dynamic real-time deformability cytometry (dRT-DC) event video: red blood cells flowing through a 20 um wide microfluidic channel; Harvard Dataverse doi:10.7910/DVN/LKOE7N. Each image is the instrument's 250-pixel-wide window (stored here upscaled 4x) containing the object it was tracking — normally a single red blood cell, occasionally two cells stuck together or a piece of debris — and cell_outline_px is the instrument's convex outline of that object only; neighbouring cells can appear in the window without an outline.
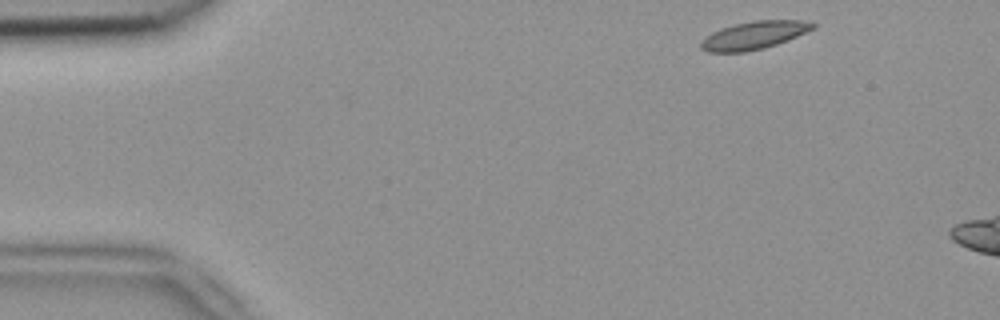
{"species": "common noctule bat (a hibernating species)", "species_latin": "Nyctalus noctula", "temperature_condition": "room temperature", "stored_images_in_passage": 4, "camera_frame_rate_fps": 3000, "um_per_image_px": 0.085, "animal": {"sex": "female", "body_mass_g": 18.4}, "frame": {"image": 1, "passage_image": 1, "time_ms": 0.0, "image_size_px": [1000, 320], "cell_outline_px": [[816, 28], [788, 40], [764, 48], [744, 52], [708, 52], [700, 48], [700, 44], [712, 32], [720, 28], [752, 20], [812, 20], [816, 24]], "centroid_in_image_um": [64.16, 2.98], "position_along_channel_um": 20.8, "area_um2": 18.26}}